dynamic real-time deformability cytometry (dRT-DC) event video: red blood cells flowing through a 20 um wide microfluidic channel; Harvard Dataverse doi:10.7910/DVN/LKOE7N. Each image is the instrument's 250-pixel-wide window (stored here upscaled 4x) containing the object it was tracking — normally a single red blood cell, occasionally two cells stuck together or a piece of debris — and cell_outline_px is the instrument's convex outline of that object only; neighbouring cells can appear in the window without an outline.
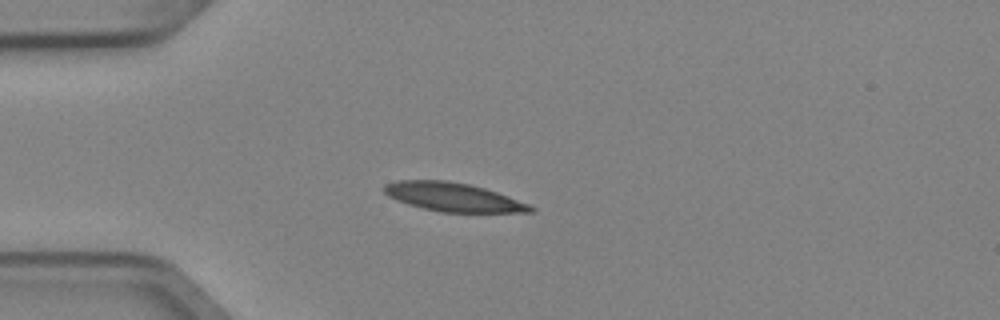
{"species": "Egyptian fruit bat (a non-hibernating species)", "species_latin": "Rousettus aegyptiacus", "temperature_condition": "cold", "stored_images_in_passage": 2, "camera_frame_rate_fps": 3000, "um_per_image_px": 0.085, "animal": {"sex": "female"}, "frame": {"image": 1, "passage_image": 2, "time_ms": 0.333, "image_size_px": [1000, 320], "cell_outline_px": [[536, 212], [440, 212], [408, 204], [396, 200], [388, 196], [384, 192], [384, 184], [396, 180], [444, 180], [468, 184], [484, 188], [508, 196], [528, 204], [536, 208]], "centroid_in_image_um": [38.5, 16.75], "position_along_channel_um": 46.5, "area_um2": 24.33}}